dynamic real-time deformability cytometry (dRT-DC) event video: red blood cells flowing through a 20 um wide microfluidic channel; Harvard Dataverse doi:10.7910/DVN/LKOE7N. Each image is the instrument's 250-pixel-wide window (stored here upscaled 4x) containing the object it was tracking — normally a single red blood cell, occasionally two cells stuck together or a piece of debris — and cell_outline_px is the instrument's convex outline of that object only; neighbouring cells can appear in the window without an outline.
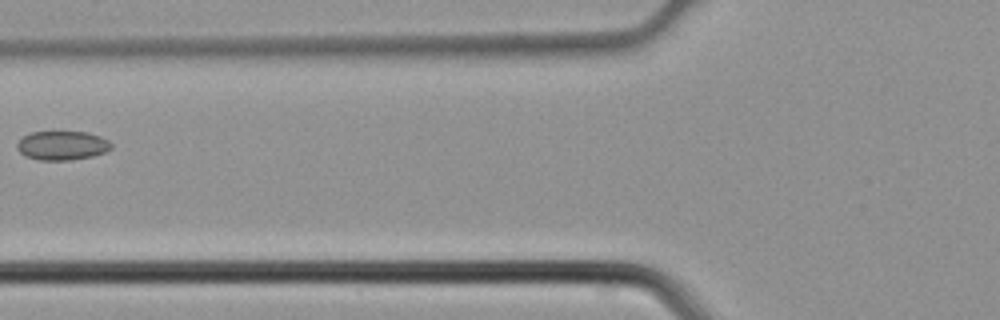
{"species": "common noctule bat (a hibernating species)", "species_latin": "Nyctalus noctula", "temperature_condition": "cold", "stored_images_in_passage": 4, "camera_frame_rate_fps": 3000, "um_per_image_px": 0.085, "animal": {"sex": "male", "body_mass_g": 21.5, "forearm_length_mm": 52.0}, "frame": {"image": 1, "passage_image": 4, "time_ms": 1.0, "image_size_px": [1000, 320], "cell_outline_px": [[112, 148], [104, 152], [92, 156], [72, 160], [40, 160], [24, 156], [16, 148], [16, 144], [28, 132], [88, 132], [100, 136], [108, 140], [112, 144]], "centroid_in_image_um": [5.27, 12.37], "position_along_channel_um": 120.5, "area_um2": 16.01}}